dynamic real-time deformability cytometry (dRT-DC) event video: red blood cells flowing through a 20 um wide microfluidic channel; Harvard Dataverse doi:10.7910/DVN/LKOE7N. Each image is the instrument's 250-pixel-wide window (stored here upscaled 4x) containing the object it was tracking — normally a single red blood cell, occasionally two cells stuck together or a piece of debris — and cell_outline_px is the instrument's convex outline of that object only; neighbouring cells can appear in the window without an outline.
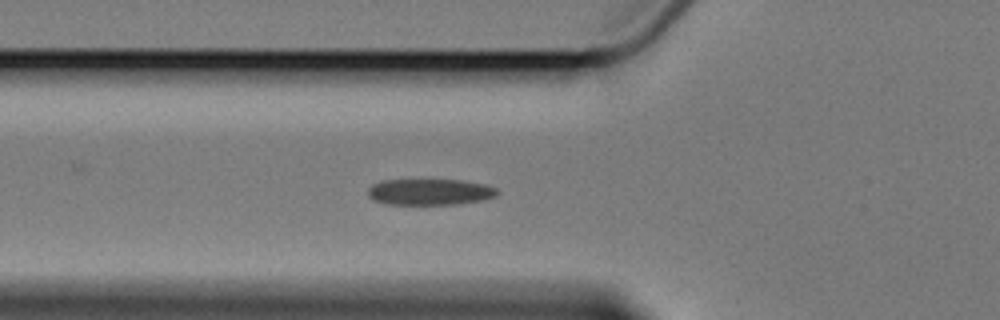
{"species": "Egyptian fruit bat (a non-hibernating species)", "species_latin": "Rousettus aegyptiacus", "temperature_condition": "cold", "stored_images_in_passage": 3, "camera_frame_rate_fps": 3000, "um_per_image_px": 0.085, "animal": {"sex": "female"}, "frame": {"image": 1, "passage_image": 3, "time_ms": 2.333, "image_size_px": [1000, 320], "cell_outline_px": [[500, 192], [496, 196], [484, 200], [460, 204], [384, 204], [372, 200], [368, 196], [368, 188], [372, 184], [384, 180], [460, 180], [484, 184], [496, 188]], "centroid_in_image_um": [36.54, 16.32], "position_along_channel_um": 89.3, "area_um2": 19.88}}